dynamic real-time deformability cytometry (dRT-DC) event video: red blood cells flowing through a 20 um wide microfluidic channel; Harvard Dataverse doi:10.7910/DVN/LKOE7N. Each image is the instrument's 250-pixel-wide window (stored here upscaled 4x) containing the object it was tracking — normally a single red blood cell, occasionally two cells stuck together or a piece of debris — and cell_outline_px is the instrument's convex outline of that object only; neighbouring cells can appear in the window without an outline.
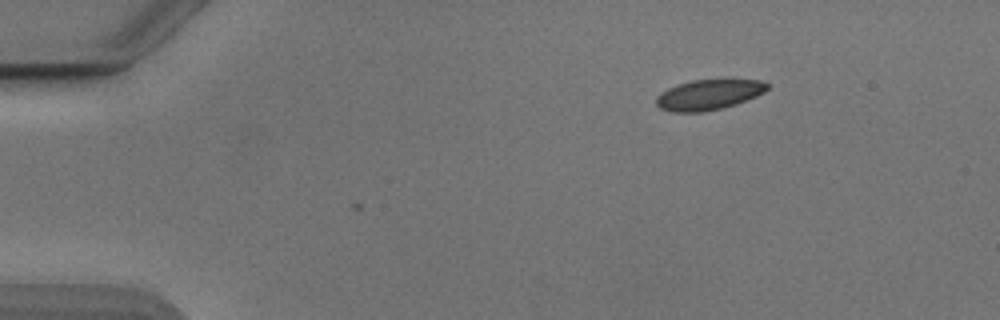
{"species": "Egyptian fruit bat (a non-hibernating species)", "species_latin": "Rousettus aegyptiacus", "temperature_condition": "cold", "stored_images_in_passage": 3, "camera_frame_rate_fps": 3000, "um_per_image_px": 0.085, "animal": {"sex": "male"}, "frame": {"image": 1, "passage_image": 3, "time_ms": 0.667, "image_size_px": [1000, 320], "cell_outline_px": [[768, 88], [764, 92], [756, 96], [736, 104], [720, 108], [700, 112], [672, 112], [660, 108], [656, 104], [656, 96], [660, 92], [676, 84], [692, 80], [728, 76], [760, 80], [768, 84]], "centroid_in_image_um": [60.27, 7.98], "position_along_channel_um": 24.7, "area_um2": 20.46}}